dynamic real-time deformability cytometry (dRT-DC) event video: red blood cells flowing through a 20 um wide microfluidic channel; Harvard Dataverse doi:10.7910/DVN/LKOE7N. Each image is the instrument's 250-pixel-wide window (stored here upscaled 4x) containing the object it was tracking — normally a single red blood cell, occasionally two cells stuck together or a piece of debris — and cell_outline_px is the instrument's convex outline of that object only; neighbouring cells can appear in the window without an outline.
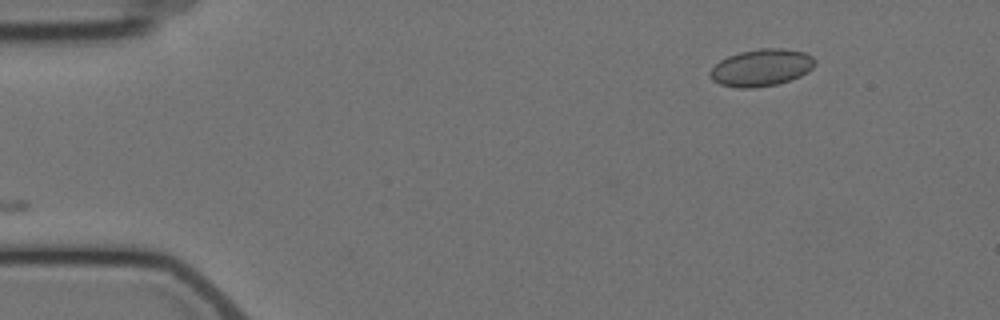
{"species": "Egyptian fruit bat (a non-hibernating species)", "species_latin": "Rousettus aegyptiacus", "temperature_condition": "cold", "stored_images_in_passage": 2, "camera_frame_rate_fps": 3000, "um_per_image_px": 0.085, "animal": {"sex": "female"}, "frame": {"image": 1, "passage_image": 2, "time_ms": 1.333, "image_size_px": [1000, 320], "cell_outline_px": [[816, 64], [808, 72], [800, 76], [776, 84], [756, 88], [736, 88], [720, 84], [712, 80], [708, 72], [720, 60], [728, 56], [740, 52], [760, 48], [784, 48], [804, 52], [812, 56], [816, 60]], "centroid_in_image_um": [64.72, 5.75], "position_along_channel_um": 20.3, "area_um2": 22.77}}